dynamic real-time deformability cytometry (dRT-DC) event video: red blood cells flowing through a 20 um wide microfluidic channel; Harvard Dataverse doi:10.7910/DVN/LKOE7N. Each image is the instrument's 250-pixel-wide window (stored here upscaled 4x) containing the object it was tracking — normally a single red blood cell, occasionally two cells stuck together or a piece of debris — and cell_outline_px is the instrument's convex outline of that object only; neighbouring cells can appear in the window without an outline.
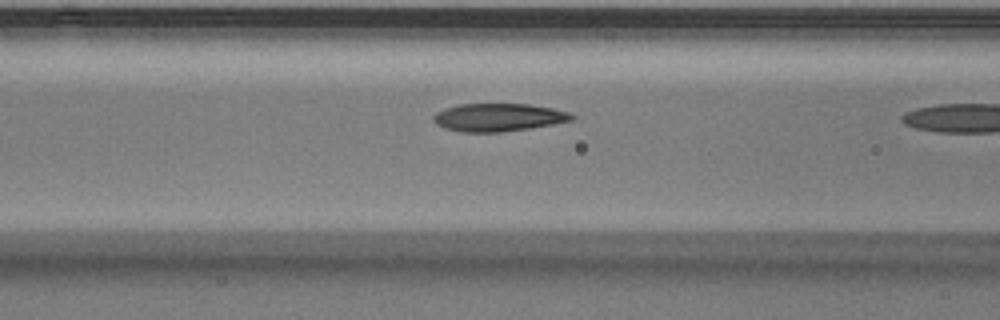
{"species": "Egyptian fruit bat (a non-hibernating species)", "species_latin": "Rousettus aegyptiacus", "temperature_condition": "warm", "stored_images_in_passage": 10, "camera_frame_rate_fps": 3000, "um_per_image_px": 0.085, "animal": {"sex": "male"}, "frame": {"image": 1, "passage_image": 9, "time_ms": 2.667, "image_size_px": [1000, 320], "cell_outline_px": [[576, 116], [572, 120], [552, 124], [528, 128], [500, 132], [460, 132], [444, 128], [436, 124], [432, 120], [432, 116], [436, 112], [444, 108], [460, 104], [528, 104], [552, 108], [568, 112]], "centroid_in_image_um": [42.31, 9.97], "position_along_channel_um": 124.3, "area_um2": 22.48}}